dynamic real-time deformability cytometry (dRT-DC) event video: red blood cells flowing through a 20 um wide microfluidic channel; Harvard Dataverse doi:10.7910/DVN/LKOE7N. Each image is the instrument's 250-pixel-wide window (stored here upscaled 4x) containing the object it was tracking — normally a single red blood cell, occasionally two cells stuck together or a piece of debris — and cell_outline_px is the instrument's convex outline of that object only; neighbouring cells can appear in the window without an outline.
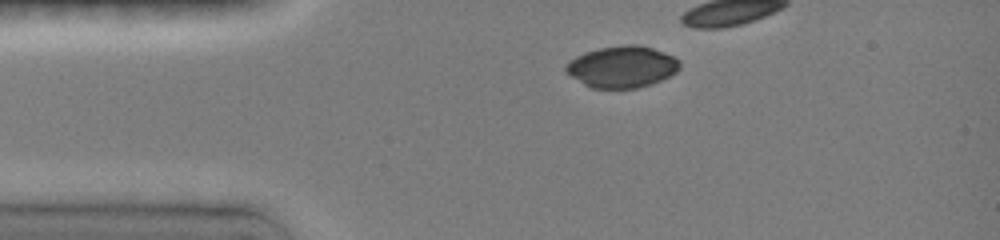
{"species": "common noctule bat (a hibernating species)", "species_latin": "Nyctalus noctula", "temperature_condition": "room temperature", "stored_images_in_passage": 18, "camera_frame_rate_fps": 3000, "um_per_image_px": 0.085, "animal": {"sex": "female", "body_mass_g": 19.0, "forearm_length_mm": 51.5}, "frame": {"image": 1, "passage_image": 1, "time_ms": 0.0, "image_size_px": [1000, 240], "cell_outline_px": [[680, 68], [676, 72], [660, 80], [636, 88], [592, 88], [584, 84], [572, 76], [564, 68], [576, 56], [600, 48], [624, 44], [636, 44], [652, 48], [672, 56], [680, 60]], "centroid_in_image_um": [52.9, 5.67], "position_along_channel_um": 32.1, "area_um2": 27.05}}